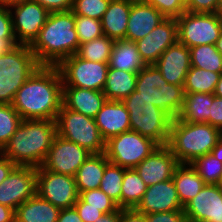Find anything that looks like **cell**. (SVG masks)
Returning <instances> with one entry per match:
<instances>
[{
	"label": "cell",
	"mask_w": 222,
	"mask_h": 222,
	"mask_svg": "<svg viewBox=\"0 0 222 222\" xmlns=\"http://www.w3.org/2000/svg\"><path fill=\"white\" fill-rule=\"evenodd\" d=\"M63 100V82L57 66H39L16 92L13 108L22 120H55Z\"/></svg>",
	"instance_id": "1"
},
{
	"label": "cell",
	"mask_w": 222,
	"mask_h": 222,
	"mask_svg": "<svg viewBox=\"0 0 222 222\" xmlns=\"http://www.w3.org/2000/svg\"><path fill=\"white\" fill-rule=\"evenodd\" d=\"M79 45L75 15L70 10L50 12L29 47L40 66H58L64 59L76 54Z\"/></svg>",
	"instance_id": "2"
},
{
	"label": "cell",
	"mask_w": 222,
	"mask_h": 222,
	"mask_svg": "<svg viewBox=\"0 0 222 222\" xmlns=\"http://www.w3.org/2000/svg\"><path fill=\"white\" fill-rule=\"evenodd\" d=\"M55 120H22L1 154L16 166L39 167L57 136Z\"/></svg>",
	"instance_id": "3"
},
{
	"label": "cell",
	"mask_w": 222,
	"mask_h": 222,
	"mask_svg": "<svg viewBox=\"0 0 222 222\" xmlns=\"http://www.w3.org/2000/svg\"><path fill=\"white\" fill-rule=\"evenodd\" d=\"M222 138V131L208 123L173 119L168 146L180 164H190L209 154Z\"/></svg>",
	"instance_id": "4"
},
{
	"label": "cell",
	"mask_w": 222,
	"mask_h": 222,
	"mask_svg": "<svg viewBox=\"0 0 222 222\" xmlns=\"http://www.w3.org/2000/svg\"><path fill=\"white\" fill-rule=\"evenodd\" d=\"M129 112L131 130L148 137L158 145H167L173 118L133 91L122 101Z\"/></svg>",
	"instance_id": "5"
},
{
	"label": "cell",
	"mask_w": 222,
	"mask_h": 222,
	"mask_svg": "<svg viewBox=\"0 0 222 222\" xmlns=\"http://www.w3.org/2000/svg\"><path fill=\"white\" fill-rule=\"evenodd\" d=\"M135 91L173 119H176L183 109V86L167 83L155 65H146L138 72Z\"/></svg>",
	"instance_id": "6"
},
{
	"label": "cell",
	"mask_w": 222,
	"mask_h": 222,
	"mask_svg": "<svg viewBox=\"0 0 222 222\" xmlns=\"http://www.w3.org/2000/svg\"><path fill=\"white\" fill-rule=\"evenodd\" d=\"M40 65L28 45L0 55V104H12L16 92Z\"/></svg>",
	"instance_id": "7"
},
{
	"label": "cell",
	"mask_w": 222,
	"mask_h": 222,
	"mask_svg": "<svg viewBox=\"0 0 222 222\" xmlns=\"http://www.w3.org/2000/svg\"><path fill=\"white\" fill-rule=\"evenodd\" d=\"M56 123L59 136L76 143L92 154L105 153V141L94 118L67 109L62 105Z\"/></svg>",
	"instance_id": "8"
},
{
	"label": "cell",
	"mask_w": 222,
	"mask_h": 222,
	"mask_svg": "<svg viewBox=\"0 0 222 222\" xmlns=\"http://www.w3.org/2000/svg\"><path fill=\"white\" fill-rule=\"evenodd\" d=\"M222 32V13L185 11L177 18L178 42L188 48L212 44Z\"/></svg>",
	"instance_id": "9"
},
{
	"label": "cell",
	"mask_w": 222,
	"mask_h": 222,
	"mask_svg": "<svg viewBox=\"0 0 222 222\" xmlns=\"http://www.w3.org/2000/svg\"><path fill=\"white\" fill-rule=\"evenodd\" d=\"M158 146L152 139L129 130L105 142V155L109 162L131 169L139 165Z\"/></svg>",
	"instance_id": "10"
},
{
	"label": "cell",
	"mask_w": 222,
	"mask_h": 222,
	"mask_svg": "<svg viewBox=\"0 0 222 222\" xmlns=\"http://www.w3.org/2000/svg\"><path fill=\"white\" fill-rule=\"evenodd\" d=\"M57 67L63 86L103 91L109 65L85 60L74 54L64 59Z\"/></svg>",
	"instance_id": "11"
},
{
	"label": "cell",
	"mask_w": 222,
	"mask_h": 222,
	"mask_svg": "<svg viewBox=\"0 0 222 222\" xmlns=\"http://www.w3.org/2000/svg\"><path fill=\"white\" fill-rule=\"evenodd\" d=\"M36 194L60 210L74 207L79 197L74 176L54 173L42 166L37 167Z\"/></svg>",
	"instance_id": "12"
},
{
	"label": "cell",
	"mask_w": 222,
	"mask_h": 222,
	"mask_svg": "<svg viewBox=\"0 0 222 222\" xmlns=\"http://www.w3.org/2000/svg\"><path fill=\"white\" fill-rule=\"evenodd\" d=\"M9 8L16 41L20 45L30 46L46 23L50 12L32 0H23ZM13 9L15 11H12Z\"/></svg>",
	"instance_id": "13"
},
{
	"label": "cell",
	"mask_w": 222,
	"mask_h": 222,
	"mask_svg": "<svg viewBox=\"0 0 222 222\" xmlns=\"http://www.w3.org/2000/svg\"><path fill=\"white\" fill-rule=\"evenodd\" d=\"M91 154L87 149L57 134L42 167L54 173L75 176Z\"/></svg>",
	"instance_id": "14"
},
{
	"label": "cell",
	"mask_w": 222,
	"mask_h": 222,
	"mask_svg": "<svg viewBox=\"0 0 222 222\" xmlns=\"http://www.w3.org/2000/svg\"><path fill=\"white\" fill-rule=\"evenodd\" d=\"M37 168L16 166L0 183V204L16 210L36 194Z\"/></svg>",
	"instance_id": "15"
},
{
	"label": "cell",
	"mask_w": 222,
	"mask_h": 222,
	"mask_svg": "<svg viewBox=\"0 0 222 222\" xmlns=\"http://www.w3.org/2000/svg\"><path fill=\"white\" fill-rule=\"evenodd\" d=\"M177 41V19L165 18L148 35L135 43L144 63L154 65L161 54Z\"/></svg>",
	"instance_id": "16"
},
{
	"label": "cell",
	"mask_w": 222,
	"mask_h": 222,
	"mask_svg": "<svg viewBox=\"0 0 222 222\" xmlns=\"http://www.w3.org/2000/svg\"><path fill=\"white\" fill-rule=\"evenodd\" d=\"M183 210L188 222H222V191L217 184H205Z\"/></svg>",
	"instance_id": "17"
},
{
	"label": "cell",
	"mask_w": 222,
	"mask_h": 222,
	"mask_svg": "<svg viewBox=\"0 0 222 222\" xmlns=\"http://www.w3.org/2000/svg\"><path fill=\"white\" fill-rule=\"evenodd\" d=\"M179 164L168 145H159L134 169L144 183L151 186L172 179Z\"/></svg>",
	"instance_id": "18"
},
{
	"label": "cell",
	"mask_w": 222,
	"mask_h": 222,
	"mask_svg": "<svg viewBox=\"0 0 222 222\" xmlns=\"http://www.w3.org/2000/svg\"><path fill=\"white\" fill-rule=\"evenodd\" d=\"M173 179L147 187L141 202L135 208L147 215L150 213L183 210Z\"/></svg>",
	"instance_id": "19"
},
{
	"label": "cell",
	"mask_w": 222,
	"mask_h": 222,
	"mask_svg": "<svg viewBox=\"0 0 222 222\" xmlns=\"http://www.w3.org/2000/svg\"><path fill=\"white\" fill-rule=\"evenodd\" d=\"M169 84L183 86L191 68L190 49L176 42L169 46L154 64Z\"/></svg>",
	"instance_id": "20"
},
{
	"label": "cell",
	"mask_w": 222,
	"mask_h": 222,
	"mask_svg": "<svg viewBox=\"0 0 222 222\" xmlns=\"http://www.w3.org/2000/svg\"><path fill=\"white\" fill-rule=\"evenodd\" d=\"M164 19L165 17L145 0H134L131 4L125 40H141Z\"/></svg>",
	"instance_id": "21"
},
{
	"label": "cell",
	"mask_w": 222,
	"mask_h": 222,
	"mask_svg": "<svg viewBox=\"0 0 222 222\" xmlns=\"http://www.w3.org/2000/svg\"><path fill=\"white\" fill-rule=\"evenodd\" d=\"M94 119L105 142L131 130L129 112L122 101L107 100Z\"/></svg>",
	"instance_id": "22"
},
{
	"label": "cell",
	"mask_w": 222,
	"mask_h": 222,
	"mask_svg": "<svg viewBox=\"0 0 222 222\" xmlns=\"http://www.w3.org/2000/svg\"><path fill=\"white\" fill-rule=\"evenodd\" d=\"M106 101L103 91L63 86L62 105L85 116L95 118Z\"/></svg>",
	"instance_id": "23"
},
{
	"label": "cell",
	"mask_w": 222,
	"mask_h": 222,
	"mask_svg": "<svg viewBox=\"0 0 222 222\" xmlns=\"http://www.w3.org/2000/svg\"><path fill=\"white\" fill-rule=\"evenodd\" d=\"M134 0H111L101 19L102 31L110 39H125L127 23Z\"/></svg>",
	"instance_id": "24"
},
{
	"label": "cell",
	"mask_w": 222,
	"mask_h": 222,
	"mask_svg": "<svg viewBox=\"0 0 222 222\" xmlns=\"http://www.w3.org/2000/svg\"><path fill=\"white\" fill-rule=\"evenodd\" d=\"M60 209L35 194L15 210V222H57Z\"/></svg>",
	"instance_id": "25"
},
{
	"label": "cell",
	"mask_w": 222,
	"mask_h": 222,
	"mask_svg": "<svg viewBox=\"0 0 222 222\" xmlns=\"http://www.w3.org/2000/svg\"><path fill=\"white\" fill-rule=\"evenodd\" d=\"M108 163L105 153L91 154L88 157L74 176L78 194L100 187L101 179Z\"/></svg>",
	"instance_id": "26"
},
{
	"label": "cell",
	"mask_w": 222,
	"mask_h": 222,
	"mask_svg": "<svg viewBox=\"0 0 222 222\" xmlns=\"http://www.w3.org/2000/svg\"><path fill=\"white\" fill-rule=\"evenodd\" d=\"M108 65L109 68L135 73L146 66L136 43L125 39L114 41Z\"/></svg>",
	"instance_id": "27"
},
{
	"label": "cell",
	"mask_w": 222,
	"mask_h": 222,
	"mask_svg": "<svg viewBox=\"0 0 222 222\" xmlns=\"http://www.w3.org/2000/svg\"><path fill=\"white\" fill-rule=\"evenodd\" d=\"M137 74L124 70L108 68L103 93L107 100L123 101L136 87Z\"/></svg>",
	"instance_id": "28"
},
{
	"label": "cell",
	"mask_w": 222,
	"mask_h": 222,
	"mask_svg": "<svg viewBox=\"0 0 222 222\" xmlns=\"http://www.w3.org/2000/svg\"><path fill=\"white\" fill-rule=\"evenodd\" d=\"M172 179L183 207L193 199L206 184L190 164H179L174 171Z\"/></svg>",
	"instance_id": "29"
},
{
	"label": "cell",
	"mask_w": 222,
	"mask_h": 222,
	"mask_svg": "<svg viewBox=\"0 0 222 222\" xmlns=\"http://www.w3.org/2000/svg\"><path fill=\"white\" fill-rule=\"evenodd\" d=\"M213 94L185 93L183 109L177 117L189 123H207Z\"/></svg>",
	"instance_id": "30"
},
{
	"label": "cell",
	"mask_w": 222,
	"mask_h": 222,
	"mask_svg": "<svg viewBox=\"0 0 222 222\" xmlns=\"http://www.w3.org/2000/svg\"><path fill=\"white\" fill-rule=\"evenodd\" d=\"M147 187L134 168L125 169L121 186V208H136Z\"/></svg>",
	"instance_id": "31"
},
{
	"label": "cell",
	"mask_w": 222,
	"mask_h": 222,
	"mask_svg": "<svg viewBox=\"0 0 222 222\" xmlns=\"http://www.w3.org/2000/svg\"><path fill=\"white\" fill-rule=\"evenodd\" d=\"M221 73L191 67L186 75L184 93L213 94Z\"/></svg>",
	"instance_id": "32"
},
{
	"label": "cell",
	"mask_w": 222,
	"mask_h": 222,
	"mask_svg": "<svg viewBox=\"0 0 222 222\" xmlns=\"http://www.w3.org/2000/svg\"><path fill=\"white\" fill-rule=\"evenodd\" d=\"M189 49L191 67L222 73V54L215 45L206 44Z\"/></svg>",
	"instance_id": "33"
},
{
	"label": "cell",
	"mask_w": 222,
	"mask_h": 222,
	"mask_svg": "<svg viewBox=\"0 0 222 222\" xmlns=\"http://www.w3.org/2000/svg\"><path fill=\"white\" fill-rule=\"evenodd\" d=\"M114 40L103 35L100 38L79 45L76 53L82 59L109 63Z\"/></svg>",
	"instance_id": "34"
},
{
	"label": "cell",
	"mask_w": 222,
	"mask_h": 222,
	"mask_svg": "<svg viewBox=\"0 0 222 222\" xmlns=\"http://www.w3.org/2000/svg\"><path fill=\"white\" fill-rule=\"evenodd\" d=\"M125 168L109 162L101 179L99 189L113 199L121 208V186Z\"/></svg>",
	"instance_id": "35"
},
{
	"label": "cell",
	"mask_w": 222,
	"mask_h": 222,
	"mask_svg": "<svg viewBox=\"0 0 222 222\" xmlns=\"http://www.w3.org/2000/svg\"><path fill=\"white\" fill-rule=\"evenodd\" d=\"M190 165L206 184H217L222 177V161L211 153L196 158Z\"/></svg>",
	"instance_id": "36"
},
{
	"label": "cell",
	"mask_w": 222,
	"mask_h": 222,
	"mask_svg": "<svg viewBox=\"0 0 222 222\" xmlns=\"http://www.w3.org/2000/svg\"><path fill=\"white\" fill-rule=\"evenodd\" d=\"M22 118L11 104H0V151L8 143Z\"/></svg>",
	"instance_id": "37"
},
{
	"label": "cell",
	"mask_w": 222,
	"mask_h": 222,
	"mask_svg": "<svg viewBox=\"0 0 222 222\" xmlns=\"http://www.w3.org/2000/svg\"><path fill=\"white\" fill-rule=\"evenodd\" d=\"M75 29L80 44L102 37L101 20L75 15Z\"/></svg>",
	"instance_id": "38"
},
{
	"label": "cell",
	"mask_w": 222,
	"mask_h": 222,
	"mask_svg": "<svg viewBox=\"0 0 222 222\" xmlns=\"http://www.w3.org/2000/svg\"><path fill=\"white\" fill-rule=\"evenodd\" d=\"M111 0H73L71 11L74 15L101 20Z\"/></svg>",
	"instance_id": "39"
},
{
	"label": "cell",
	"mask_w": 222,
	"mask_h": 222,
	"mask_svg": "<svg viewBox=\"0 0 222 222\" xmlns=\"http://www.w3.org/2000/svg\"><path fill=\"white\" fill-rule=\"evenodd\" d=\"M79 197L89 206L99 208L103 213L114 212L119 208L117 203L99 188L81 192Z\"/></svg>",
	"instance_id": "40"
},
{
	"label": "cell",
	"mask_w": 222,
	"mask_h": 222,
	"mask_svg": "<svg viewBox=\"0 0 222 222\" xmlns=\"http://www.w3.org/2000/svg\"><path fill=\"white\" fill-rule=\"evenodd\" d=\"M155 7L165 18L177 19L186 11V6L180 0H145Z\"/></svg>",
	"instance_id": "41"
},
{
	"label": "cell",
	"mask_w": 222,
	"mask_h": 222,
	"mask_svg": "<svg viewBox=\"0 0 222 222\" xmlns=\"http://www.w3.org/2000/svg\"><path fill=\"white\" fill-rule=\"evenodd\" d=\"M186 11L195 13H220L219 0H190Z\"/></svg>",
	"instance_id": "42"
},
{
	"label": "cell",
	"mask_w": 222,
	"mask_h": 222,
	"mask_svg": "<svg viewBox=\"0 0 222 222\" xmlns=\"http://www.w3.org/2000/svg\"><path fill=\"white\" fill-rule=\"evenodd\" d=\"M145 219L146 222H188L184 210L150 213Z\"/></svg>",
	"instance_id": "43"
},
{
	"label": "cell",
	"mask_w": 222,
	"mask_h": 222,
	"mask_svg": "<svg viewBox=\"0 0 222 222\" xmlns=\"http://www.w3.org/2000/svg\"><path fill=\"white\" fill-rule=\"evenodd\" d=\"M74 207L83 222H97L98 217L104 214L99 208L89 206V204L85 203L80 197H78Z\"/></svg>",
	"instance_id": "44"
},
{
	"label": "cell",
	"mask_w": 222,
	"mask_h": 222,
	"mask_svg": "<svg viewBox=\"0 0 222 222\" xmlns=\"http://www.w3.org/2000/svg\"><path fill=\"white\" fill-rule=\"evenodd\" d=\"M207 123L222 131V98L217 97L214 94Z\"/></svg>",
	"instance_id": "45"
},
{
	"label": "cell",
	"mask_w": 222,
	"mask_h": 222,
	"mask_svg": "<svg viewBox=\"0 0 222 222\" xmlns=\"http://www.w3.org/2000/svg\"><path fill=\"white\" fill-rule=\"evenodd\" d=\"M8 7L0 6V39L15 38L12 28V18Z\"/></svg>",
	"instance_id": "46"
},
{
	"label": "cell",
	"mask_w": 222,
	"mask_h": 222,
	"mask_svg": "<svg viewBox=\"0 0 222 222\" xmlns=\"http://www.w3.org/2000/svg\"><path fill=\"white\" fill-rule=\"evenodd\" d=\"M38 2L49 12L70 11L72 9L73 0H32Z\"/></svg>",
	"instance_id": "47"
},
{
	"label": "cell",
	"mask_w": 222,
	"mask_h": 222,
	"mask_svg": "<svg viewBox=\"0 0 222 222\" xmlns=\"http://www.w3.org/2000/svg\"><path fill=\"white\" fill-rule=\"evenodd\" d=\"M120 222H146L145 215L138 212L135 208L122 209Z\"/></svg>",
	"instance_id": "48"
},
{
	"label": "cell",
	"mask_w": 222,
	"mask_h": 222,
	"mask_svg": "<svg viewBox=\"0 0 222 222\" xmlns=\"http://www.w3.org/2000/svg\"><path fill=\"white\" fill-rule=\"evenodd\" d=\"M57 222H83L75 207L61 209Z\"/></svg>",
	"instance_id": "49"
},
{
	"label": "cell",
	"mask_w": 222,
	"mask_h": 222,
	"mask_svg": "<svg viewBox=\"0 0 222 222\" xmlns=\"http://www.w3.org/2000/svg\"><path fill=\"white\" fill-rule=\"evenodd\" d=\"M16 165L7 157L0 153V183H2L10 174Z\"/></svg>",
	"instance_id": "50"
},
{
	"label": "cell",
	"mask_w": 222,
	"mask_h": 222,
	"mask_svg": "<svg viewBox=\"0 0 222 222\" xmlns=\"http://www.w3.org/2000/svg\"><path fill=\"white\" fill-rule=\"evenodd\" d=\"M0 222H15V210L0 204Z\"/></svg>",
	"instance_id": "51"
},
{
	"label": "cell",
	"mask_w": 222,
	"mask_h": 222,
	"mask_svg": "<svg viewBox=\"0 0 222 222\" xmlns=\"http://www.w3.org/2000/svg\"><path fill=\"white\" fill-rule=\"evenodd\" d=\"M18 45L15 38H1L0 39V55L10 52Z\"/></svg>",
	"instance_id": "52"
},
{
	"label": "cell",
	"mask_w": 222,
	"mask_h": 222,
	"mask_svg": "<svg viewBox=\"0 0 222 222\" xmlns=\"http://www.w3.org/2000/svg\"><path fill=\"white\" fill-rule=\"evenodd\" d=\"M121 221V208H118L114 212L104 213L101 217H98L97 222H120Z\"/></svg>",
	"instance_id": "53"
},
{
	"label": "cell",
	"mask_w": 222,
	"mask_h": 222,
	"mask_svg": "<svg viewBox=\"0 0 222 222\" xmlns=\"http://www.w3.org/2000/svg\"><path fill=\"white\" fill-rule=\"evenodd\" d=\"M216 159L222 161V138L210 152Z\"/></svg>",
	"instance_id": "54"
},
{
	"label": "cell",
	"mask_w": 222,
	"mask_h": 222,
	"mask_svg": "<svg viewBox=\"0 0 222 222\" xmlns=\"http://www.w3.org/2000/svg\"><path fill=\"white\" fill-rule=\"evenodd\" d=\"M215 96L222 98V73L220 75L219 81L216 84L214 93Z\"/></svg>",
	"instance_id": "55"
},
{
	"label": "cell",
	"mask_w": 222,
	"mask_h": 222,
	"mask_svg": "<svg viewBox=\"0 0 222 222\" xmlns=\"http://www.w3.org/2000/svg\"><path fill=\"white\" fill-rule=\"evenodd\" d=\"M23 0H0V6L11 7L13 5L19 4Z\"/></svg>",
	"instance_id": "56"
},
{
	"label": "cell",
	"mask_w": 222,
	"mask_h": 222,
	"mask_svg": "<svg viewBox=\"0 0 222 222\" xmlns=\"http://www.w3.org/2000/svg\"><path fill=\"white\" fill-rule=\"evenodd\" d=\"M215 47L222 54V32L220 34L219 39L215 42Z\"/></svg>",
	"instance_id": "57"
},
{
	"label": "cell",
	"mask_w": 222,
	"mask_h": 222,
	"mask_svg": "<svg viewBox=\"0 0 222 222\" xmlns=\"http://www.w3.org/2000/svg\"><path fill=\"white\" fill-rule=\"evenodd\" d=\"M217 186L222 191V177L220 178L219 182L217 183Z\"/></svg>",
	"instance_id": "58"
},
{
	"label": "cell",
	"mask_w": 222,
	"mask_h": 222,
	"mask_svg": "<svg viewBox=\"0 0 222 222\" xmlns=\"http://www.w3.org/2000/svg\"><path fill=\"white\" fill-rule=\"evenodd\" d=\"M180 1L186 6L190 0H180Z\"/></svg>",
	"instance_id": "59"
},
{
	"label": "cell",
	"mask_w": 222,
	"mask_h": 222,
	"mask_svg": "<svg viewBox=\"0 0 222 222\" xmlns=\"http://www.w3.org/2000/svg\"><path fill=\"white\" fill-rule=\"evenodd\" d=\"M219 4H220V13H222V0H219Z\"/></svg>",
	"instance_id": "60"
}]
</instances>
